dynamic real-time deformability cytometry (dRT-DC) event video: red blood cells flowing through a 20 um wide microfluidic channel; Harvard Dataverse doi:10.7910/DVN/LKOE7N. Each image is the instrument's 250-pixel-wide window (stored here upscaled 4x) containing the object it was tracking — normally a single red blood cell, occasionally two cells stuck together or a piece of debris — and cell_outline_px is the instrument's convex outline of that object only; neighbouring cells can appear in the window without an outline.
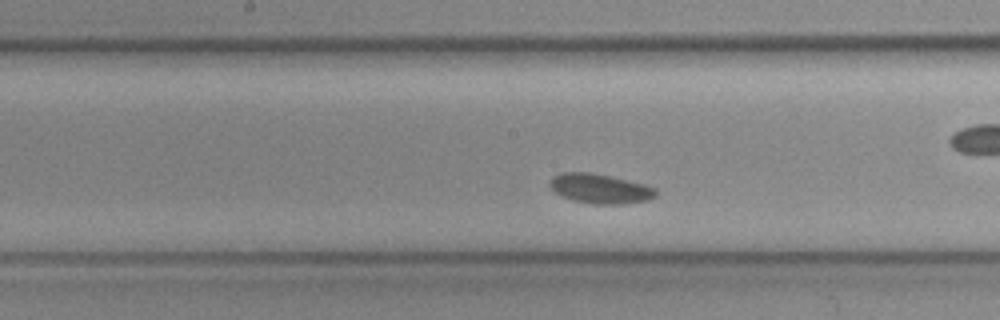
{"species": "common noctule bat (a hibernating species)", "species_latin": "Nyctalus noctula", "temperature_condition": "cold", "stored_images_in_passage": 38, "camera_frame_rate_fps": 3000, "um_per_image_px": 0.085, "animal": {"sex": "female", "body_mass_g": 19.3, "forearm_length_mm": 54.1}, "frame": {"image": 1, "passage_image": 16, "time_ms": 5.0, "image_size_px": [1000, 320], "cell_outline_px": [[656, 196], [648, 200], [624, 204], [592, 204], [572, 200], [560, 196], [548, 184], [552, 176], [560, 172], [592, 172], [644, 184], [656, 188]], "centroid_in_image_um": [50.98, 16.03], "position_along_channel_um": 197.2, "area_um2": 18.44}}